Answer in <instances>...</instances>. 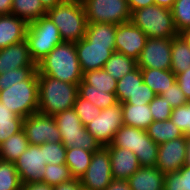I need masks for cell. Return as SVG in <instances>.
<instances>
[{
    "instance_id": "cell-40",
    "label": "cell",
    "mask_w": 190,
    "mask_h": 190,
    "mask_svg": "<svg viewBox=\"0 0 190 190\" xmlns=\"http://www.w3.org/2000/svg\"><path fill=\"white\" fill-rule=\"evenodd\" d=\"M39 146L43 149L46 164H65L67 148L61 142H45Z\"/></svg>"
},
{
    "instance_id": "cell-34",
    "label": "cell",
    "mask_w": 190,
    "mask_h": 190,
    "mask_svg": "<svg viewBox=\"0 0 190 190\" xmlns=\"http://www.w3.org/2000/svg\"><path fill=\"white\" fill-rule=\"evenodd\" d=\"M22 185L15 163L0 159V190H21Z\"/></svg>"
},
{
    "instance_id": "cell-43",
    "label": "cell",
    "mask_w": 190,
    "mask_h": 190,
    "mask_svg": "<svg viewBox=\"0 0 190 190\" xmlns=\"http://www.w3.org/2000/svg\"><path fill=\"white\" fill-rule=\"evenodd\" d=\"M149 108L153 116V121L168 120L171 117L172 107L166 98L156 95L149 103Z\"/></svg>"
},
{
    "instance_id": "cell-27",
    "label": "cell",
    "mask_w": 190,
    "mask_h": 190,
    "mask_svg": "<svg viewBox=\"0 0 190 190\" xmlns=\"http://www.w3.org/2000/svg\"><path fill=\"white\" fill-rule=\"evenodd\" d=\"M94 152L82 148H67L65 164L73 178L80 179L88 169Z\"/></svg>"
},
{
    "instance_id": "cell-36",
    "label": "cell",
    "mask_w": 190,
    "mask_h": 190,
    "mask_svg": "<svg viewBox=\"0 0 190 190\" xmlns=\"http://www.w3.org/2000/svg\"><path fill=\"white\" fill-rule=\"evenodd\" d=\"M164 190H190V167L184 165L177 172L166 173Z\"/></svg>"
},
{
    "instance_id": "cell-44",
    "label": "cell",
    "mask_w": 190,
    "mask_h": 190,
    "mask_svg": "<svg viewBox=\"0 0 190 190\" xmlns=\"http://www.w3.org/2000/svg\"><path fill=\"white\" fill-rule=\"evenodd\" d=\"M155 96V92L143 82L134 94L121 104H149Z\"/></svg>"
},
{
    "instance_id": "cell-14",
    "label": "cell",
    "mask_w": 190,
    "mask_h": 190,
    "mask_svg": "<svg viewBox=\"0 0 190 190\" xmlns=\"http://www.w3.org/2000/svg\"><path fill=\"white\" fill-rule=\"evenodd\" d=\"M75 46L82 73L103 69L115 52V44L90 43L85 38L75 42Z\"/></svg>"
},
{
    "instance_id": "cell-46",
    "label": "cell",
    "mask_w": 190,
    "mask_h": 190,
    "mask_svg": "<svg viewBox=\"0 0 190 190\" xmlns=\"http://www.w3.org/2000/svg\"><path fill=\"white\" fill-rule=\"evenodd\" d=\"M176 82L188 101H190V68L176 75Z\"/></svg>"
},
{
    "instance_id": "cell-23",
    "label": "cell",
    "mask_w": 190,
    "mask_h": 190,
    "mask_svg": "<svg viewBox=\"0 0 190 190\" xmlns=\"http://www.w3.org/2000/svg\"><path fill=\"white\" fill-rule=\"evenodd\" d=\"M123 124L146 130L153 122L149 104H121Z\"/></svg>"
},
{
    "instance_id": "cell-3",
    "label": "cell",
    "mask_w": 190,
    "mask_h": 190,
    "mask_svg": "<svg viewBox=\"0 0 190 190\" xmlns=\"http://www.w3.org/2000/svg\"><path fill=\"white\" fill-rule=\"evenodd\" d=\"M46 15L57 26L63 41L77 42L84 38L88 22L82 0H63Z\"/></svg>"
},
{
    "instance_id": "cell-24",
    "label": "cell",
    "mask_w": 190,
    "mask_h": 190,
    "mask_svg": "<svg viewBox=\"0 0 190 190\" xmlns=\"http://www.w3.org/2000/svg\"><path fill=\"white\" fill-rule=\"evenodd\" d=\"M143 82L147 84L156 95L164 93L169 86L176 82V75L171 70L141 69Z\"/></svg>"
},
{
    "instance_id": "cell-13",
    "label": "cell",
    "mask_w": 190,
    "mask_h": 190,
    "mask_svg": "<svg viewBox=\"0 0 190 190\" xmlns=\"http://www.w3.org/2000/svg\"><path fill=\"white\" fill-rule=\"evenodd\" d=\"M140 69H171V38H148L137 60Z\"/></svg>"
},
{
    "instance_id": "cell-38",
    "label": "cell",
    "mask_w": 190,
    "mask_h": 190,
    "mask_svg": "<svg viewBox=\"0 0 190 190\" xmlns=\"http://www.w3.org/2000/svg\"><path fill=\"white\" fill-rule=\"evenodd\" d=\"M78 95L90 101L101 110L118 103L115 93L100 90H78Z\"/></svg>"
},
{
    "instance_id": "cell-25",
    "label": "cell",
    "mask_w": 190,
    "mask_h": 190,
    "mask_svg": "<svg viewBox=\"0 0 190 190\" xmlns=\"http://www.w3.org/2000/svg\"><path fill=\"white\" fill-rule=\"evenodd\" d=\"M148 136L156 143L161 144L185 136L183 132L171 121H153L146 129Z\"/></svg>"
},
{
    "instance_id": "cell-1",
    "label": "cell",
    "mask_w": 190,
    "mask_h": 190,
    "mask_svg": "<svg viewBox=\"0 0 190 190\" xmlns=\"http://www.w3.org/2000/svg\"><path fill=\"white\" fill-rule=\"evenodd\" d=\"M41 75L50 76L63 82L79 84L82 71L77 57L75 42L63 41L56 45L38 64Z\"/></svg>"
},
{
    "instance_id": "cell-8",
    "label": "cell",
    "mask_w": 190,
    "mask_h": 190,
    "mask_svg": "<svg viewBox=\"0 0 190 190\" xmlns=\"http://www.w3.org/2000/svg\"><path fill=\"white\" fill-rule=\"evenodd\" d=\"M26 40L31 59L37 65L50 51L63 42L57 26L45 15L28 23Z\"/></svg>"
},
{
    "instance_id": "cell-15",
    "label": "cell",
    "mask_w": 190,
    "mask_h": 190,
    "mask_svg": "<svg viewBox=\"0 0 190 190\" xmlns=\"http://www.w3.org/2000/svg\"><path fill=\"white\" fill-rule=\"evenodd\" d=\"M187 143L185 135L159 144L156 167L164 174L179 171L186 163Z\"/></svg>"
},
{
    "instance_id": "cell-37",
    "label": "cell",
    "mask_w": 190,
    "mask_h": 190,
    "mask_svg": "<svg viewBox=\"0 0 190 190\" xmlns=\"http://www.w3.org/2000/svg\"><path fill=\"white\" fill-rule=\"evenodd\" d=\"M171 12L178 33L190 28V0H175Z\"/></svg>"
},
{
    "instance_id": "cell-48",
    "label": "cell",
    "mask_w": 190,
    "mask_h": 190,
    "mask_svg": "<svg viewBox=\"0 0 190 190\" xmlns=\"http://www.w3.org/2000/svg\"><path fill=\"white\" fill-rule=\"evenodd\" d=\"M104 190H131L127 180L113 179Z\"/></svg>"
},
{
    "instance_id": "cell-4",
    "label": "cell",
    "mask_w": 190,
    "mask_h": 190,
    "mask_svg": "<svg viewBox=\"0 0 190 190\" xmlns=\"http://www.w3.org/2000/svg\"><path fill=\"white\" fill-rule=\"evenodd\" d=\"M0 102L19 117L26 118L38 112V71L27 80L0 91Z\"/></svg>"
},
{
    "instance_id": "cell-16",
    "label": "cell",
    "mask_w": 190,
    "mask_h": 190,
    "mask_svg": "<svg viewBox=\"0 0 190 190\" xmlns=\"http://www.w3.org/2000/svg\"><path fill=\"white\" fill-rule=\"evenodd\" d=\"M14 163L22 184L37 183L43 179L46 162L39 145L29 144Z\"/></svg>"
},
{
    "instance_id": "cell-32",
    "label": "cell",
    "mask_w": 190,
    "mask_h": 190,
    "mask_svg": "<svg viewBox=\"0 0 190 190\" xmlns=\"http://www.w3.org/2000/svg\"><path fill=\"white\" fill-rule=\"evenodd\" d=\"M115 24L88 23L84 38L90 43L115 44Z\"/></svg>"
},
{
    "instance_id": "cell-2",
    "label": "cell",
    "mask_w": 190,
    "mask_h": 190,
    "mask_svg": "<svg viewBox=\"0 0 190 190\" xmlns=\"http://www.w3.org/2000/svg\"><path fill=\"white\" fill-rule=\"evenodd\" d=\"M78 95V84H71L41 75L38 72V112L54 116L73 108Z\"/></svg>"
},
{
    "instance_id": "cell-17",
    "label": "cell",
    "mask_w": 190,
    "mask_h": 190,
    "mask_svg": "<svg viewBox=\"0 0 190 190\" xmlns=\"http://www.w3.org/2000/svg\"><path fill=\"white\" fill-rule=\"evenodd\" d=\"M148 37L131 21L118 24L115 33V52L138 60Z\"/></svg>"
},
{
    "instance_id": "cell-19",
    "label": "cell",
    "mask_w": 190,
    "mask_h": 190,
    "mask_svg": "<svg viewBox=\"0 0 190 190\" xmlns=\"http://www.w3.org/2000/svg\"><path fill=\"white\" fill-rule=\"evenodd\" d=\"M106 148L109 150L113 179L127 180L141 167L138 157L129 149L119 147Z\"/></svg>"
},
{
    "instance_id": "cell-39",
    "label": "cell",
    "mask_w": 190,
    "mask_h": 190,
    "mask_svg": "<svg viewBox=\"0 0 190 190\" xmlns=\"http://www.w3.org/2000/svg\"><path fill=\"white\" fill-rule=\"evenodd\" d=\"M36 70L37 67H21L0 74V91L27 80Z\"/></svg>"
},
{
    "instance_id": "cell-31",
    "label": "cell",
    "mask_w": 190,
    "mask_h": 190,
    "mask_svg": "<svg viewBox=\"0 0 190 190\" xmlns=\"http://www.w3.org/2000/svg\"><path fill=\"white\" fill-rule=\"evenodd\" d=\"M23 117L17 116L0 102V144L23 129Z\"/></svg>"
},
{
    "instance_id": "cell-21",
    "label": "cell",
    "mask_w": 190,
    "mask_h": 190,
    "mask_svg": "<svg viewBox=\"0 0 190 190\" xmlns=\"http://www.w3.org/2000/svg\"><path fill=\"white\" fill-rule=\"evenodd\" d=\"M165 174L156 166L140 167L127 179L131 190H164Z\"/></svg>"
},
{
    "instance_id": "cell-51",
    "label": "cell",
    "mask_w": 190,
    "mask_h": 190,
    "mask_svg": "<svg viewBox=\"0 0 190 190\" xmlns=\"http://www.w3.org/2000/svg\"><path fill=\"white\" fill-rule=\"evenodd\" d=\"M13 0H0V15L11 14Z\"/></svg>"
},
{
    "instance_id": "cell-54",
    "label": "cell",
    "mask_w": 190,
    "mask_h": 190,
    "mask_svg": "<svg viewBox=\"0 0 190 190\" xmlns=\"http://www.w3.org/2000/svg\"><path fill=\"white\" fill-rule=\"evenodd\" d=\"M182 39L186 42L190 50V28L183 30L179 33Z\"/></svg>"
},
{
    "instance_id": "cell-49",
    "label": "cell",
    "mask_w": 190,
    "mask_h": 190,
    "mask_svg": "<svg viewBox=\"0 0 190 190\" xmlns=\"http://www.w3.org/2000/svg\"><path fill=\"white\" fill-rule=\"evenodd\" d=\"M130 11L145 8L147 6L154 5L153 0H127Z\"/></svg>"
},
{
    "instance_id": "cell-30",
    "label": "cell",
    "mask_w": 190,
    "mask_h": 190,
    "mask_svg": "<svg viewBox=\"0 0 190 190\" xmlns=\"http://www.w3.org/2000/svg\"><path fill=\"white\" fill-rule=\"evenodd\" d=\"M136 68V60L118 52H114L103 67L116 80L121 79Z\"/></svg>"
},
{
    "instance_id": "cell-53",
    "label": "cell",
    "mask_w": 190,
    "mask_h": 190,
    "mask_svg": "<svg viewBox=\"0 0 190 190\" xmlns=\"http://www.w3.org/2000/svg\"><path fill=\"white\" fill-rule=\"evenodd\" d=\"M154 5L161 6L166 9H172L175 0H153Z\"/></svg>"
},
{
    "instance_id": "cell-29",
    "label": "cell",
    "mask_w": 190,
    "mask_h": 190,
    "mask_svg": "<svg viewBox=\"0 0 190 190\" xmlns=\"http://www.w3.org/2000/svg\"><path fill=\"white\" fill-rule=\"evenodd\" d=\"M47 11L40 0H13L11 14L25 20L27 23L45 16Z\"/></svg>"
},
{
    "instance_id": "cell-12",
    "label": "cell",
    "mask_w": 190,
    "mask_h": 190,
    "mask_svg": "<svg viewBox=\"0 0 190 190\" xmlns=\"http://www.w3.org/2000/svg\"><path fill=\"white\" fill-rule=\"evenodd\" d=\"M23 129L29 144L32 145L62 141L54 116L44 115L39 112L30 114L24 118Z\"/></svg>"
},
{
    "instance_id": "cell-18",
    "label": "cell",
    "mask_w": 190,
    "mask_h": 190,
    "mask_svg": "<svg viewBox=\"0 0 190 190\" xmlns=\"http://www.w3.org/2000/svg\"><path fill=\"white\" fill-rule=\"evenodd\" d=\"M21 67H37L31 59L26 39L0 49V74Z\"/></svg>"
},
{
    "instance_id": "cell-50",
    "label": "cell",
    "mask_w": 190,
    "mask_h": 190,
    "mask_svg": "<svg viewBox=\"0 0 190 190\" xmlns=\"http://www.w3.org/2000/svg\"><path fill=\"white\" fill-rule=\"evenodd\" d=\"M21 190H53V186H50L46 183L37 182V183H25L22 185Z\"/></svg>"
},
{
    "instance_id": "cell-52",
    "label": "cell",
    "mask_w": 190,
    "mask_h": 190,
    "mask_svg": "<svg viewBox=\"0 0 190 190\" xmlns=\"http://www.w3.org/2000/svg\"><path fill=\"white\" fill-rule=\"evenodd\" d=\"M63 0H40L42 6L46 11L49 9L57 6L59 3H61Z\"/></svg>"
},
{
    "instance_id": "cell-7",
    "label": "cell",
    "mask_w": 190,
    "mask_h": 190,
    "mask_svg": "<svg viewBox=\"0 0 190 190\" xmlns=\"http://www.w3.org/2000/svg\"><path fill=\"white\" fill-rule=\"evenodd\" d=\"M60 135L61 143L66 148H82L86 151L95 152L102 146L86 130L76 114L74 108L67 109L54 115Z\"/></svg>"
},
{
    "instance_id": "cell-35",
    "label": "cell",
    "mask_w": 190,
    "mask_h": 190,
    "mask_svg": "<svg viewBox=\"0 0 190 190\" xmlns=\"http://www.w3.org/2000/svg\"><path fill=\"white\" fill-rule=\"evenodd\" d=\"M73 179L70 169L66 164H46L42 183L56 186Z\"/></svg>"
},
{
    "instance_id": "cell-45",
    "label": "cell",
    "mask_w": 190,
    "mask_h": 190,
    "mask_svg": "<svg viewBox=\"0 0 190 190\" xmlns=\"http://www.w3.org/2000/svg\"><path fill=\"white\" fill-rule=\"evenodd\" d=\"M170 103L172 108L182 106L188 102L184 92L181 90L177 82H174L169 88L161 94Z\"/></svg>"
},
{
    "instance_id": "cell-10",
    "label": "cell",
    "mask_w": 190,
    "mask_h": 190,
    "mask_svg": "<svg viewBox=\"0 0 190 190\" xmlns=\"http://www.w3.org/2000/svg\"><path fill=\"white\" fill-rule=\"evenodd\" d=\"M123 125L122 105L118 102L102 109L99 115L86 125V130L105 147L112 143L115 133Z\"/></svg>"
},
{
    "instance_id": "cell-42",
    "label": "cell",
    "mask_w": 190,
    "mask_h": 190,
    "mask_svg": "<svg viewBox=\"0 0 190 190\" xmlns=\"http://www.w3.org/2000/svg\"><path fill=\"white\" fill-rule=\"evenodd\" d=\"M171 121L183 132L187 137L190 136V101L186 104L173 108Z\"/></svg>"
},
{
    "instance_id": "cell-11",
    "label": "cell",
    "mask_w": 190,
    "mask_h": 190,
    "mask_svg": "<svg viewBox=\"0 0 190 190\" xmlns=\"http://www.w3.org/2000/svg\"><path fill=\"white\" fill-rule=\"evenodd\" d=\"M113 180L109 150L101 147L93 153L91 163L80 178L85 190H104Z\"/></svg>"
},
{
    "instance_id": "cell-9",
    "label": "cell",
    "mask_w": 190,
    "mask_h": 190,
    "mask_svg": "<svg viewBox=\"0 0 190 190\" xmlns=\"http://www.w3.org/2000/svg\"><path fill=\"white\" fill-rule=\"evenodd\" d=\"M82 3L88 23L118 25L131 19L127 0H82Z\"/></svg>"
},
{
    "instance_id": "cell-5",
    "label": "cell",
    "mask_w": 190,
    "mask_h": 190,
    "mask_svg": "<svg viewBox=\"0 0 190 190\" xmlns=\"http://www.w3.org/2000/svg\"><path fill=\"white\" fill-rule=\"evenodd\" d=\"M105 147L129 149L138 157L141 167L156 166L158 144L148 136L144 129L123 125L115 133L112 143Z\"/></svg>"
},
{
    "instance_id": "cell-33",
    "label": "cell",
    "mask_w": 190,
    "mask_h": 190,
    "mask_svg": "<svg viewBox=\"0 0 190 190\" xmlns=\"http://www.w3.org/2000/svg\"><path fill=\"white\" fill-rule=\"evenodd\" d=\"M142 83L143 77L139 67L117 80V88L115 92L117 101L124 103L134 94Z\"/></svg>"
},
{
    "instance_id": "cell-55",
    "label": "cell",
    "mask_w": 190,
    "mask_h": 190,
    "mask_svg": "<svg viewBox=\"0 0 190 190\" xmlns=\"http://www.w3.org/2000/svg\"><path fill=\"white\" fill-rule=\"evenodd\" d=\"M185 165L190 167V136L188 137V143H187V156H186V163Z\"/></svg>"
},
{
    "instance_id": "cell-6",
    "label": "cell",
    "mask_w": 190,
    "mask_h": 190,
    "mask_svg": "<svg viewBox=\"0 0 190 190\" xmlns=\"http://www.w3.org/2000/svg\"><path fill=\"white\" fill-rule=\"evenodd\" d=\"M130 21L148 38H174L179 35L171 10L158 5L133 10Z\"/></svg>"
},
{
    "instance_id": "cell-41",
    "label": "cell",
    "mask_w": 190,
    "mask_h": 190,
    "mask_svg": "<svg viewBox=\"0 0 190 190\" xmlns=\"http://www.w3.org/2000/svg\"><path fill=\"white\" fill-rule=\"evenodd\" d=\"M73 108L84 126L90 123L101 112V109L79 95L76 97Z\"/></svg>"
},
{
    "instance_id": "cell-28",
    "label": "cell",
    "mask_w": 190,
    "mask_h": 190,
    "mask_svg": "<svg viewBox=\"0 0 190 190\" xmlns=\"http://www.w3.org/2000/svg\"><path fill=\"white\" fill-rule=\"evenodd\" d=\"M190 68V50L180 35L171 38V71L177 75Z\"/></svg>"
},
{
    "instance_id": "cell-22",
    "label": "cell",
    "mask_w": 190,
    "mask_h": 190,
    "mask_svg": "<svg viewBox=\"0 0 190 190\" xmlns=\"http://www.w3.org/2000/svg\"><path fill=\"white\" fill-rule=\"evenodd\" d=\"M117 80L104 69L90 70L82 75L78 84V90H100L108 93H115Z\"/></svg>"
},
{
    "instance_id": "cell-20",
    "label": "cell",
    "mask_w": 190,
    "mask_h": 190,
    "mask_svg": "<svg viewBox=\"0 0 190 190\" xmlns=\"http://www.w3.org/2000/svg\"><path fill=\"white\" fill-rule=\"evenodd\" d=\"M28 23L13 14L0 15V49L26 39Z\"/></svg>"
},
{
    "instance_id": "cell-26",
    "label": "cell",
    "mask_w": 190,
    "mask_h": 190,
    "mask_svg": "<svg viewBox=\"0 0 190 190\" xmlns=\"http://www.w3.org/2000/svg\"><path fill=\"white\" fill-rule=\"evenodd\" d=\"M28 146V139L22 129L0 144V159L15 162Z\"/></svg>"
},
{
    "instance_id": "cell-47",
    "label": "cell",
    "mask_w": 190,
    "mask_h": 190,
    "mask_svg": "<svg viewBox=\"0 0 190 190\" xmlns=\"http://www.w3.org/2000/svg\"><path fill=\"white\" fill-rule=\"evenodd\" d=\"M80 179L73 178L69 181L53 186V190H81Z\"/></svg>"
}]
</instances>
